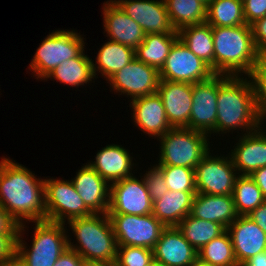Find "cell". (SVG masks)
Listing matches in <instances>:
<instances>
[{
  "mask_svg": "<svg viewBox=\"0 0 266 266\" xmlns=\"http://www.w3.org/2000/svg\"><path fill=\"white\" fill-rule=\"evenodd\" d=\"M2 156L0 161V205L20 225L45 221V184L30 169ZM25 220V221H24Z\"/></svg>",
  "mask_w": 266,
  "mask_h": 266,
  "instance_id": "obj_1",
  "label": "cell"
},
{
  "mask_svg": "<svg viewBox=\"0 0 266 266\" xmlns=\"http://www.w3.org/2000/svg\"><path fill=\"white\" fill-rule=\"evenodd\" d=\"M261 126L249 76L218 74L216 134L221 136L230 131L233 134L241 129L243 135Z\"/></svg>",
  "mask_w": 266,
  "mask_h": 266,
  "instance_id": "obj_2",
  "label": "cell"
},
{
  "mask_svg": "<svg viewBox=\"0 0 266 266\" xmlns=\"http://www.w3.org/2000/svg\"><path fill=\"white\" fill-rule=\"evenodd\" d=\"M211 28L214 42V73L248 76L260 57L251 25Z\"/></svg>",
  "mask_w": 266,
  "mask_h": 266,
  "instance_id": "obj_3",
  "label": "cell"
},
{
  "mask_svg": "<svg viewBox=\"0 0 266 266\" xmlns=\"http://www.w3.org/2000/svg\"><path fill=\"white\" fill-rule=\"evenodd\" d=\"M77 243L68 235V248L86 261H115L117 242L108 213H96L66 222Z\"/></svg>",
  "mask_w": 266,
  "mask_h": 266,
  "instance_id": "obj_4",
  "label": "cell"
},
{
  "mask_svg": "<svg viewBox=\"0 0 266 266\" xmlns=\"http://www.w3.org/2000/svg\"><path fill=\"white\" fill-rule=\"evenodd\" d=\"M32 245L23 240L26 223L20 224L17 251L18 257L26 266H54L58 258L68 248L67 224L51 221H36ZM67 230V231H66ZM25 242V243H24Z\"/></svg>",
  "mask_w": 266,
  "mask_h": 266,
  "instance_id": "obj_5",
  "label": "cell"
},
{
  "mask_svg": "<svg viewBox=\"0 0 266 266\" xmlns=\"http://www.w3.org/2000/svg\"><path fill=\"white\" fill-rule=\"evenodd\" d=\"M204 132L174 127L157 140L160 142L156 166H178L195 169L202 158L211 151L209 138Z\"/></svg>",
  "mask_w": 266,
  "mask_h": 266,
  "instance_id": "obj_6",
  "label": "cell"
},
{
  "mask_svg": "<svg viewBox=\"0 0 266 266\" xmlns=\"http://www.w3.org/2000/svg\"><path fill=\"white\" fill-rule=\"evenodd\" d=\"M84 39L76 30H53L39 44L29 64L33 77L43 80L62 62L77 57L86 49Z\"/></svg>",
  "mask_w": 266,
  "mask_h": 266,
  "instance_id": "obj_7",
  "label": "cell"
},
{
  "mask_svg": "<svg viewBox=\"0 0 266 266\" xmlns=\"http://www.w3.org/2000/svg\"><path fill=\"white\" fill-rule=\"evenodd\" d=\"M45 208L46 220L66 224L74 218L93 215L85 205L71 180L45 178Z\"/></svg>",
  "mask_w": 266,
  "mask_h": 266,
  "instance_id": "obj_8",
  "label": "cell"
},
{
  "mask_svg": "<svg viewBox=\"0 0 266 266\" xmlns=\"http://www.w3.org/2000/svg\"><path fill=\"white\" fill-rule=\"evenodd\" d=\"M209 151L194 169L197 193L209 195H232L239 176L229 153L225 156Z\"/></svg>",
  "mask_w": 266,
  "mask_h": 266,
  "instance_id": "obj_9",
  "label": "cell"
},
{
  "mask_svg": "<svg viewBox=\"0 0 266 266\" xmlns=\"http://www.w3.org/2000/svg\"><path fill=\"white\" fill-rule=\"evenodd\" d=\"M117 246H137L153 249L166 228L153 214H108Z\"/></svg>",
  "mask_w": 266,
  "mask_h": 266,
  "instance_id": "obj_10",
  "label": "cell"
},
{
  "mask_svg": "<svg viewBox=\"0 0 266 266\" xmlns=\"http://www.w3.org/2000/svg\"><path fill=\"white\" fill-rule=\"evenodd\" d=\"M214 74L211 67L179 39L173 44L159 71L160 79L192 84L210 79Z\"/></svg>",
  "mask_w": 266,
  "mask_h": 266,
  "instance_id": "obj_11",
  "label": "cell"
},
{
  "mask_svg": "<svg viewBox=\"0 0 266 266\" xmlns=\"http://www.w3.org/2000/svg\"><path fill=\"white\" fill-rule=\"evenodd\" d=\"M107 81L112 91L120 93L118 95H127V98H131L129 101H132L156 93L160 75L157 69L135 58Z\"/></svg>",
  "mask_w": 266,
  "mask_h": 266,
  "instance_id": "obj_12",
  "label": "cell"
},
{
  "mask_svg": "<svg viewBox=\"0 0 266 266\" xmlns=\"http://www.w3.org/2000/svg\"><path fill=\"white\" fill-rule=\"evenodd\" d=\"M126 177L110 185L108 214L148 215L153 202L142 176Z\"/></svg>",
  "mask_w": 266,
  "mask_h": 266,
  "instance_id": "obj_13",
  "label": "cell"
},
{
  "mask_svg": "<svg viewBox=\"0 0 266 266\" xmlns=\"http://www.w3.org/2000/svg\"><path fill=\"white\" fill-rule=\"evenodd\" d=\"M218 74L210 79L193 83L192 109L188 129L208 134L216 133Z\"/></svg>",
  "mask_w": 266,
  "mask_h": 266,
  "instance_id": "obj_14",
  "label": "cell"
},
{
  "mask_svg": "<svg viewBox=\"0 0 266 266\" xmlns=\"http://www.w3.org/2000/svg\"><path fill=\"white\" fill-rule=\"evenodd\" d=\"M146 34L178 33L171 24L164 0H113Z\"/></svg>",
  "mask_w": 266,
  "mask_h": 266,
  "instance_id": "obj_15",
  "label": "cell"
},
{
  "mask_svg": "<svg viewBox=\"0 0 266 266\" xmlns=\"http://www.w3.org/2000/svg\"><path fill=\"white\" fill-rule=\"evenodd\" d=\"M193 84L160 79L157 93L161 96L169 124L174 127L189 125L192 109Z\"/></svg>",
  "mask_w": 266,
  "mask_h": 266,
  "instance_id": "obj_16",
  "label": "cell"
},
{
  "mask_svg": "<svg viewBox=\"0 0 266 266\" xmlns=\"http://www.w3.org/2000/svg\"><path fill=\"white\" fill-rule=\"evenodd\" d=\"M239 135L236 146L229 151L238 175L250 176L255 170L266 167V129ZM231 152V153H230Z\"/></svg>",
  "mask_w": 266,
  "mask_h": 266,
  "instance_id": "obj_17",
  "label": "cell"
},
{
  "mask_svg": "<svg viewBox=\"0 0 266 266\" xmlns=\"http://www.w3.org/2000/svg\"><path fill=\"white\" fill-rule=\"evenodd\" d=\"M134 123L149 137L159 138L172 127L168 122L161 96L156 92L136 98L129 103Z\"/></svg>",
  "mask_w": 266,
  "mask_h": 266,
  "instance_id": "obj_18",
  "label": "cell"
},
{
  "mask_svg": "<svg viewBox=\"0 0 266 266\" xmlns=\"http://www.w3.org/2000/svg\"><path fill=\"white\" fill-rule=\"evenodd\" d=\"M103 29L107 40L119 42L120 44L136 49L145 39L146 33L141 26L113 1L103 3Z\"/></svg>",
  "mask_w": 266,
  "mask_h": 266,
  "instance_id": "obj_19",
  "label": "cell"
},
{
  "mask_svg": "<svg viewBox=\"0 0 266 266\" xmlns=\"http://www.w3.org/2000/svg\"><path fill=\"white\" fill-rule=\"evenodd\" d=\"M153 251V259L163 266H189L198 258V251L177 227H166Z\"/></svg>",
  "mask_w": 266,
  "mask_h": 266,
  "instance_id": "obj_20",
  "label": "cell"
},
{
  "mask_svg": "<svg viewBox=\"0 0 266 266\" xmlns=\"http://www.w3.org/2000/svg\"><path fill=\"white\" fill-rule=\"evenodd\" d=\"M227 231L239 266L256 254L266 252V233L248 216H238Z\"/></svg>",
  "mask_w": 266,
  "mask_h": 266,
  "instance_id": "obj_21",
  "label": "cell"
},
{
  "mask_svg": "<svg viewBox=\"0 0 266 266\" xmlns=\"http://www.w3.org/2000/svg\"><path fill=\"white\" fill-rule=\"evenodd\" d=\"M85 205L94 213H108L110 184L88 163L71 179Z\"/></svg>",
  "mask_w": 266,
  "mask_h": 266,
  "instance_id": "obj_22",
  "label": "cell"
},
{
  "mask_svg": "<svg viewBox=\"0 0 266 266\" xmlns=\"http://www.w3.org/2000/svg\"><path fill=\"white\" fill-rule=\"evenodd\" d=\"M122 145L110 144L98 150L95 161L87 162L110 185L126 177L133 176L136 164L129 150ZM135 163V164H134Z\"/></svg>",
  "mask_w": 266,
  "mask_h": 266,
  "instance_id": "obj_23",
  "label": "cell"
},
{
  "mask_svg": "<svg viewBox=\"0 0 266 266\" xmlns=\"http://www.w3.org/2000/svg\"><path fill=\"white\" fill-rule=\"evenodd\" d=\"M190 214L195 218L219 223L226 229L238 217L232 195L203 193L194 195Z\"/></svg>",
  "mask_w": 266,
  "mask_h": 266,
  "instance_id": "obj_24",
  "label": "cell"
},
{
  "mask_svg": "<svg viewBox=\"0 0 266 266\" xmlns=\"http://www.w3.org/2000/svg\"><path fill=\"white\" fill-rule=\"evenodd\" d=\"M196 193L169 190L153 202V216L165 227H177L191 213L192 201Z\"/></svg>",
  "mask_w": 266,
  "mask_h": 266,
  "instance_id": "obj_25",
  "label": "cell"
},
{
  "mask_svg": "<svg viewBox=\"0 0 266 266\" xmlns=\"http://www.w3.org/2000/svg\"><path fill=\"white\" fill-rule=\"evenodd\" d=\"M98 49L95 64L94 60L92 64L95 79L98 78L97 73H100V76H104V80L107 81L136 58L135 49L112 40L107 41Z\"/></svg>",
  "mask_w": 266,
  "mask_h": 266,
  "instance_id": "obj_26",
  "label": "cell"
},
{
  "mask_svg": "<svg viewBox=\"0 0 266 266\" xmlns=\"http://www.w3.org/2000/svg\"><path fill=\"white\" fill-rule=\"evenodd\" d=\"M92 64L93 60L83 50L77 57L62 62L44 79H54L56 82L79 88L94 80Z\"/></svg>",
  "mask_w": 266,
  "mask_h": 266,
  "instance_id": "obj_27",
  "label": "cell"
},
{
  "mask_svg": "<svg viewBox=\"0 0 266 266\" xmlns=\"http://www.w3.org/2000/svg\"><path fill=\"white\" fill-rule=\"evenodd\" d=\"M179 40L214 72V42L212 28L207 23L195 24L178 31Z\"/></svg>",
  "mask_w": 266,
  "mask_h": 266,
  "instance_id": "obj_28",
  "label": "cell"
},
{
  "mask_svg": "<svg viewBox=\"0 0 266 266\" xmlns=\"http://www.w3.org/2000/svg\"><path fill=\"white\" fill-rule=\"evenodd\" d=\"M178 39V33L146 34L142 44L135 49V56L138 60L160 71L173 44Z\"/></svg>",
  "mask_w": 266,
  "mask_h": 266,
  "instance_id": "obj_29",
  "label": "cell"
},
{
  "mask_svg": "<svg viewBox=\"0 0 266 266\" xmlns=\"http://www.w3.org/2000/svg\"><path fill=\"white\" fill-rule=\"evenodd\" d=\"M177 228L197 251L227 230L219 223L195 218L191 214L187 215Z\"/></svg>",
  "mask_w": 266,
  "mask_h": 266,
  "instance_id": "obj_30",
  "label": "cell"
},
{
  "mask_svg": "<svg viewBox=\"0 0 266 266\" xmlns=\"http://www.w3.org/2000/svg\"><path fill=\"white\" fill-rule=\"evenodd\" d=\"M172 26L181 28L206 21L207 8L197 0H164Z\"/></svg>",
  "mask_w": 266,
  "mask_h": 266,
  "instance_id": "obj_31",
  "label": "cell"
},
{
  "mask_svg": "<svg viewBox=\"0 0 266 266\" xmlns=\"http://www.w3.org/2000/svg\"><path fill=\"white\" fill-rule=\"evenodd\" d=\"M210 26H238L246 24L243 2L240 0H212L206 10Z\"/></svg>",
  "mask_w": 266,
  "mask_h": 266,
  "instance_id": "obj_32",
  "label": "cell"
},
{
  "mask_svg": "<svg viewBox=\"0 0 266 266\" xmlns=\"http://www.w3.org/2000/svg\"><path fill=\"white\" fill-rule=\"evenodd\" d=\"M232 196L238 216H248L266 201L255 181L248 175L236 178Z\"/></svg>",
  "mask_w": 266,
  "mask_h": 266,
  "instance_id": "obj_33",
  "label": "cell"
},
{
  "mask_svg": "<svg viewBox=\"0 0 266 266\" xmlns=\"http://www.w3.org/2000/svg\"><path fill=\"white\" fill-rule=\"evenodd\" d=\"M198 258L211 266H239L234 254L232 240L226 230L198 251Z\"/></svg>",
  "mask_w": 266,
  "mask_h": 266,
  "instance_id": "obj_34",
  "label": "cell"
},
{
  "mask_svg": "<svg viewBox=\"0 0 266 266\" xmlns=\"http://www.w3.org/2000/svg\"><path fill=\"white\" fill-rule=\"evenodd\" d=\"M170 191L197 192L194 169L178 166H157Z\"/></svg>",
  "mask_w": 266,
  "mask_h": 266,
  "instance_id": "obj_35",
  "label": "cell"
},
{
  "mask_svg": "<svg viewBox=\"0 0 266 266\" xmlns=\"http://www.w3.org/2000/svg\"><path fill=\"white\" fill-rule=\"evenodd\" d=\"M251 80L257 113L262 124L266 123V55L259 57L253 71L248 75ZM265 120V121H264ZM265 122V123H264Z\"/></svg>",
  "mask_w": 266,
  "mask_h": 266,
  "instance_id": "obj_36",
  "label": "cell"
},
{
  "mask_svg": "<svg viewBox=\"0 0 266 266\" xmlns=\"http://www.w3.org/2000/svg\"><path fill=\"white\" fill-rule=\"evenodd\" d=\"M153 260L150 248L117 246L116 266H147Z\"/></svg>",
  "mask_w": 266,
  "mask_h": 266,
  "instance_id": "obj_37",
  "label": "cell"
},
{
  "mask_svg": "<svg viewBox=\"0 0 266 266\" xmlns=\"http://www.w3.org/2000/svg\"><path fill=\"white\" fill-rule=\"evenodd\" d=\"M143 175L144 176L142 177L145 181L152 202L160 199L169 191L166 185L167 183L162 175V171L156 165L148 168V171Z\"/></svg>",
  "mask_w": 266,
  "mask_h": 266,
  "instance_id": "obj_38",
  "label": "cell"
},
{
  "mask_svg": "<svg viewBox=\"0 0 266 266\" xmlns=\"http://www.w3.org/2000/svg\"><path fill=\"white\" fill-rule=\"evenodd\" d=\"M243 8L244 18L248 25L266 16V0H245Z\"/></svg>",
  "mask_w": 266,
  "mask_h": 266,
  "instance_id": "obj_39",
  "label": "cell"
},
{
  "mask_svg": "<svg viewBox=\"0 0 266 266\" xmlns=\"http://www.w3.org/2000/svg\"><path fill=\"white\" fill-rule=\"evenodd\" d=\"M17 238L18 233H0V264L16 255Z\"/></svg>",
  "mask_w": 266,
  "mask_h": 266,
  "instance_id": "obj_40",
  "label": "cell"
},
{
  "mask_svg": "<svg viewBox=\"0 0 266 266\" xmlns=\"http://www.w3.org/2000/svg\"><path fill=\"white\" fill-rule=\"evenodd\" d=\"M252 35L260 56L266 55V16L251 24Z\"/></svg>",
  "mask_w": 266,
  "mask_h": 266,
  "instance_id": "obj_41",
  "label": "cell"
},
{
  "mask_svg": "<svg viewBox=\"0 0 266 266\" xmlns=\"http://www.w3.org/2000/svg\"><path fill=\"white\" fill-rule=\"evenodd\" d=\"M83 261L84 259L76 251L67 248L54 266H82Z\"/></svg>",
  "mask_w": 266,
  "mask_h": 266,
  "instance_id": "obj_42",
  "label": "cell"
},
{
  "mask_svg": "<svg viewBox=\"0 0 266 266\" xmlns=\"http://www.w3.org/2000/svg\"><path fill=\"white\" fill-rule=\"evenodd\" d=\"M248 217L252 219L258 227L266 233V201L252 211Z\"/></svg>",
  "mask_w": 266,
  "mask_h": 266,
  "instance_id": "obj_43",
  "label": "cell"
},
{
  "mask_svg": "<svg viewBox=\"0 0 266 266\" xmlns=\"http://www.w3.org/2000/svg\"><path fill=\"white\" fill-rule=\"evenodd\" d=\"M250 177L255 181L261 190L263 197L266 199V167L255 170Z\"/></svg>",
  "mask_w": 266,
  "mask_h": 266,
  "instance_id": "obj_44",
  "label": "cell"
},
{
  "mask_svg": "<svg viewBox=\"0 0 266 266\" xmlns=\"http://www.w3.org/2000/svg\"><path fill=\"white\" fill-rule=\"evenodd\" d=\"M241 266H266V252L256 254L246 260Z\"/></svg>",
  "mask_w": 266,
  "mask_h": 266,
  "instance_id": "obj_45",
  "label": "cell"
},
{
  "mask_svg": "<svg viewBox=\"0 0 266 266\" xmlns=\"http://www.w3.org/2000/svg\"><path fill=\"white\" fill-rule=\"evenodd\" d=\"M0 266H26L25 263L16 254L13 258L6 260Z\"/></svg>",
  "mask_w": 266,
  "mask_h": 266,
  "instance_id": "obj_46",
  "label": "cell"
},
{
  "mask_svg": "<svg viewBox=\"0 0 266 266\" xmlns=\"http://www.w3.org/2000/svg\"><path fill=\"white\" fill-rule=\"evenodd\" d=\"M82 266H116L115 261H83Z\"/></svg>",
  "mask_w": 266,
  "mask_h": 266,
  "instance_id": "obj_47",
  "label": "cell"
},
{
  "mask_svg": "<svg viewBox=\"0 0 266 266\" xmlns=\"http://www.w3.org/2000/svg\"><path fill=\"white\" fill-rule=\"evenodd\" d=\"M189 266H211V265L208 263H205V262L201 261L199 258H197Z\"/></svg>",
  "mask_w": 266,
  "mask_h": 266,
  "instance_id": "obj_48",
  "label": "cell"
},
{
  "mask_svg": "<svg viewBox=\"0 0 266 266\" xmlns=\"http://www.w3.org/2000/svg\"><path fill=\"white\" fill-rule=\"evenodd\" d=\"M147 266H163V265L153 259Z\"/></svg>",
  "mask_w": 266,
  "mask_h": 266,
  "instance_id": "obj_49",
  "label": "cell"
},
{
  "mask_svg": "<svg viewBox=\"0 0 266 266\" xmlns=\"http://www.w3.org/2000/svg\"><path fill=\"white\" fill-rule=\"evenodd\" d=\"M199 1L200 3H202L206 8L208 7L209 3L212 1V0H197Z\"/></svg>",
  "mask_w": 266,
  "mask_h": 266,
  "instance_id": "obj_50",
  "label": "cell"
}]
</instances>
